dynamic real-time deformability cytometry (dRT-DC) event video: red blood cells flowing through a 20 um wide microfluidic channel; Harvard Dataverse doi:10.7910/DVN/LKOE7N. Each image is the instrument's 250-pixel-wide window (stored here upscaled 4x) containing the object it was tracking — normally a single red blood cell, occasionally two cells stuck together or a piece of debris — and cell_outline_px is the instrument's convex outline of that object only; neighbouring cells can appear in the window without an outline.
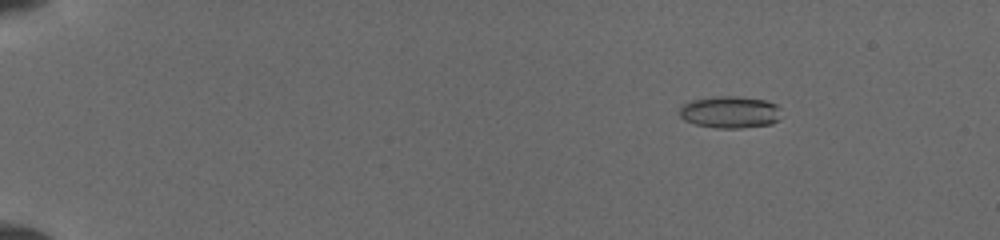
{"species": "common noctule bat (a hibernating species)", "species_latin": "Nyctalus noctula", "temperature_condition": "cold", "stored_images_in_passage": 7, "camera_frame_rate_fps": 3000, "um_per_image_px": 0.085, "animal": {"sex": "female", "body_mass_g": 19.5, "forearm_length_mm": 54.1}, "frame": {"image": 1, "passage_image": 1, "time_ms": 0.0, "image_size_px": [1000, 240], "cell_outline_px": [[780, 108], [776, 120], [772, 124], [740, 128], [716, 128], [696, 124], [684, 120], [680, 116], [680, 108], [684, 104], [692, 100], [724, 96], [736, 96], [764, 100], [776, 104]], "centroid_in_image_um": [62.04, 9.54], "position_along_channel_um": 23.0, "area_um2": 18.67}}
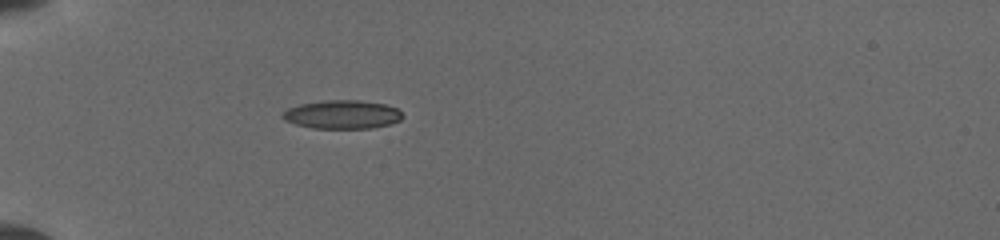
{"frame": {"image": 2, "passage_image": 5, "time_ms": 3.333, "image_size_px": [1000, 240], "cell_outline_px": [[404, 116], [400, 120], [388, 124], [372, 128], [312, 128], [296, 124], [284, 120], [280, 116], [288, 108], [300, 104], [328, 100], [356, 100], [384, 104], [396, 108]], "centroid_in_image_um": [29.07, 9.73], "position_along_channel_um": 55.9, "area_um2": 19.77}}
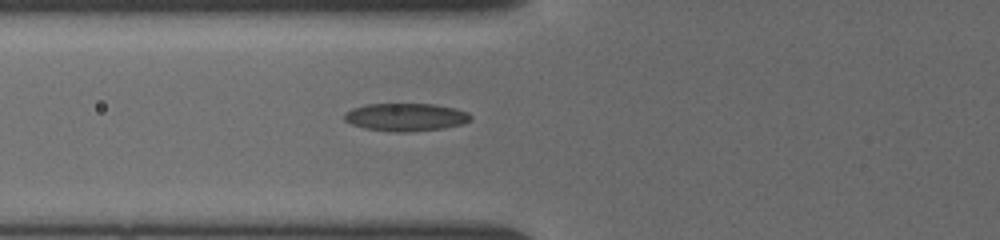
{"frame": {"image": 3, "passage_image": 7, "time_ms": 4.667, "image_size_px": [1000, 240], "cell_outline_px": [[472, 120], [464, 124], [444, 128], [412, 132], [388, 132], [364, 128], [352, 124], [344, 120], [344, 112], [352, 108], [368, 104], [432, 104], [456, 108], [468, 112], [472, 116]], "centroid_in_image_um": [34.51, 9.96], "position_along_channel_um": 91.3, "area_um2": 20.81}}